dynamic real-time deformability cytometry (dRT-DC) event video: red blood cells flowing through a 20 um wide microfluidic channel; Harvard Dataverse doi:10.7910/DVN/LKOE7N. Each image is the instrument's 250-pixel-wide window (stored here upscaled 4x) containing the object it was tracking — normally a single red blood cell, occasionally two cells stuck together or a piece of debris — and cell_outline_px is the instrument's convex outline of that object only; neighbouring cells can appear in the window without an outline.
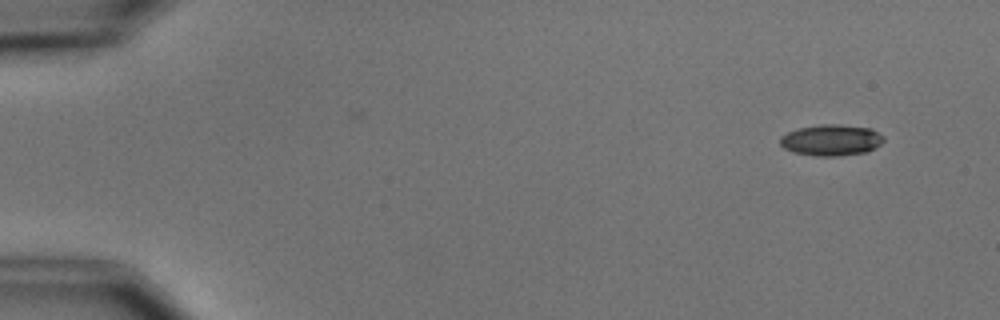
{"species": "common noctule bat (a hibernating species)", "species_latin": "Nyctalus noctula", "temperature_condition": "cold", "stored_images_in_passage": 6, "camera_frame_rate_fps": 3000, "um_per_image_px": 0.085, "animal": {"sex": "male", "body_mass_g": 15.6}, "frame": {"image": 1, "passage_image": 1, "time_ms": 0.0, "image_size_px": [1000, 320], "cell_outline_px": [[884, 140], [880, 144], [868, 152], [836, 156], [816, 156], [792, 152], [784, 148], [780, 144], [780, 136], [796, 128], [820, 124], [840, 124], [872, 128], [884, 136]], "centroid_in_image_um": [70.65, 11.9], "position_along_channel_um": 14.3, "area_um2": 19.07}}
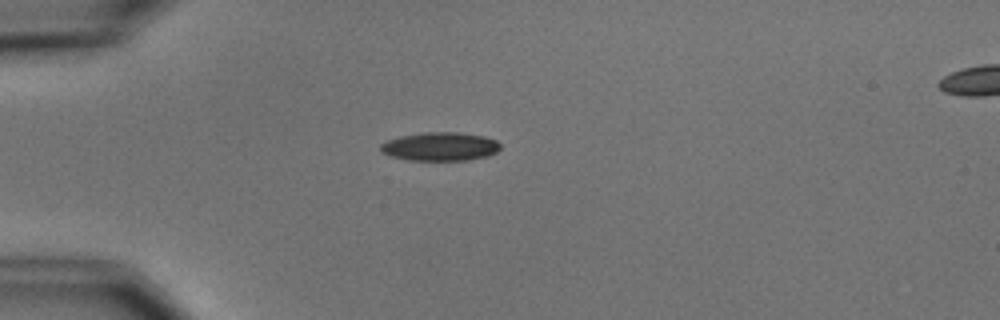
{"frame": {"image": 2, "passage_image": 4, "time_ms": 3.667, "image_size_px": [1000, 320], "cell_outline_px": [[500, 148], [496, 152], [488, 156], [468, 160], [408, 160], [392, 156], [380, 152], [380, 144], [388, 140], [400, 136], [424, 132], [456, 132], [484, 136], [496, 140], [500, 144]], "centroid_in_image_um": [37.41, 12.45], "position_along_channel_um": 47.6, "area_um2": 19.94}}